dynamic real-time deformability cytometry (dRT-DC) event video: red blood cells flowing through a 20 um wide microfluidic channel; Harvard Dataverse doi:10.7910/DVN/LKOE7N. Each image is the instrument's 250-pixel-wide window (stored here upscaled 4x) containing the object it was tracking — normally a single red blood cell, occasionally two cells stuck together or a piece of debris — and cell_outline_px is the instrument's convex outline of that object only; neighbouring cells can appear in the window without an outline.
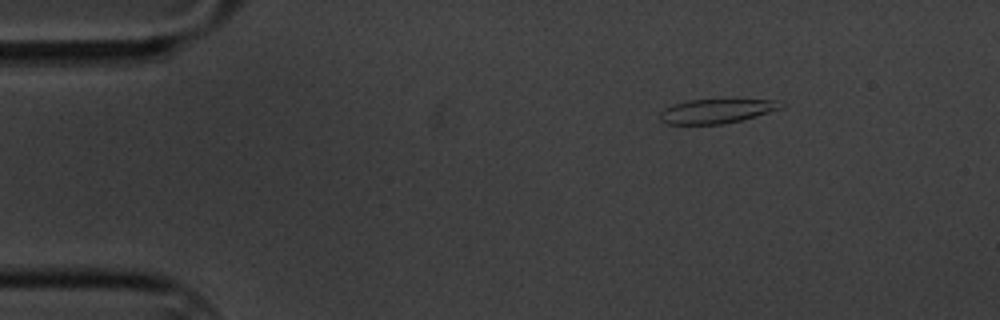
{"species": "common noctule bat (a hibernating species)", "species_latin": "Nyctalus noctula", "temperature_condition": "cold", "stored_images_in_passage": 52, "camera_frame_rate_fps": 3000, "um_per_image_px": 0.085, "animal": {"sex": "male", "body_mass_g": 20.1, "forearm_length_mm": 53.5}, "frame": {"image": 1, "passage_image": 1, "time_ms": 0.0, "image_size_px": [1000, 320], "cell_outline_px": [[784, 108], [756, 116], [740, 120], [720, 124], [668, 124], [660, 120], [660, 112], [664, 108], [672, 104], [688, 100], [732, 96], [784, 100]], "centroid_in_image_um": [61.04, 9.36], "position_along_channel_um": 24.0, "area_um2": 18.5}}
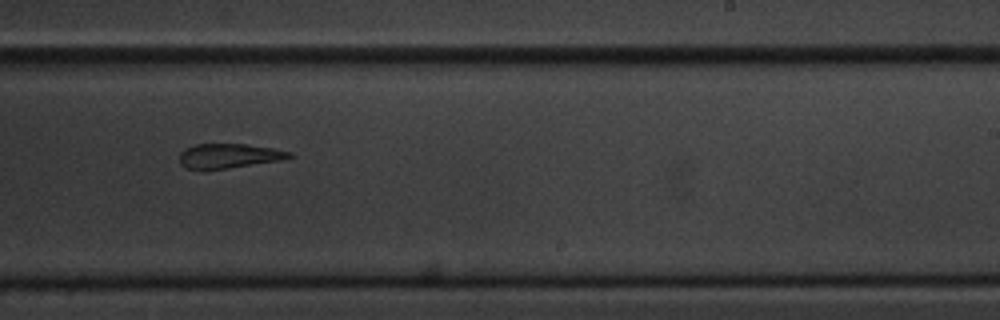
{"frame": {"image": 2, "passage_image": 29, "time_ms": 9.333, "image_size_px": [1000, 320], "cell_outline_px": [[296, 156], [280, 160], [228, 168], [200, 172], [184, 168], [180, 164], [180, 152], [184, 148], [196, 144], [244, 144], [272, 148], [292, 152]], "centroid_in_image_um": [19.38, 13.28], "position_along_channel_um": 269.6, "area_um2": 16.13}}
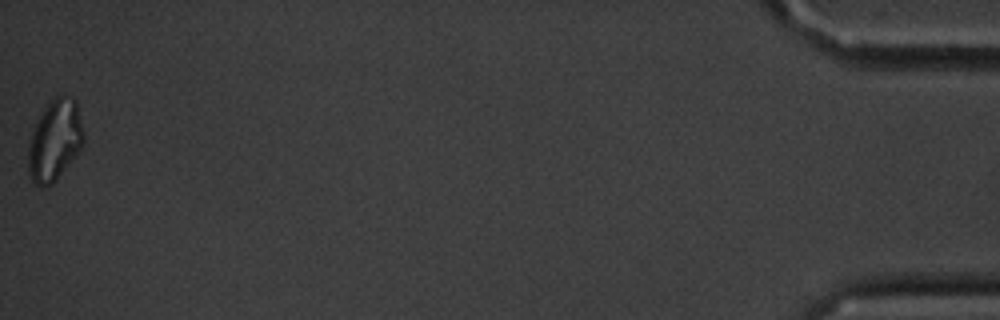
{"frame": {"image": 3, "passage_image": 52, "time_ms": 17.0, "image_size_px": [1000, 320], "cell_outline_px": [[84, 144], [56, 180], [52, 184], [40, 188], [32, 180], [28, 172], [28, 144], [32, 132], [44, 108], [56, 96], [64, 96], [76, 100], [84, 132]], "centroid_in_image_um": [4.66, 11.96], "position_along_channel_um": 430.5, "area_um2": 25.89}, "authors_computed_cell_mechanics": {"area_um2": 17.9469, "velocity_mm_per_s": 3.3465, "shape_relaxation_time_tau1_ms": 11.387, "shape_relaxation_time_tau2_ms": 2.1693, "deformation_change_tau1": 0.2612, "deformation_change_tau2": 0.1073}}